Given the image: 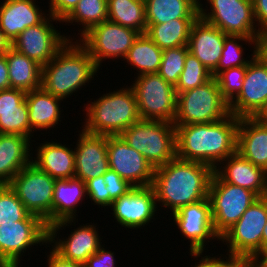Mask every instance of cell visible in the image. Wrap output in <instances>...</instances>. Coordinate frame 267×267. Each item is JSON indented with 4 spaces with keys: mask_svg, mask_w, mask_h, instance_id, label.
<instances>
[{
    "mask_svg": "<svg viewBox=\"0 0 267 267\" xmlns=\"http://www.w3.org/2000/svg\"><path fill=\"white\" fill-rule=\"evenodd\" d=\"M239 121L230 113L217 122L175 126L177 158L215 169L236 152Z\"/></svg>",
    "mask_w": 267,
    "mask_h": 267,
    "instance_id": "obj_1",
    "label": "cell"
},
{
    "mask_svg": "<svg viewBox=\"0 0 267 267\" xmlns=\"http://www.w3.org/2000/svg\"><path fill=\"white\" fill-rule=\"evenodd\" d=\"M214 169L200 163L175 158L154 170L152 188L161 208L171 213L183 206L208 198ZM163 205V206H162Z\"/></svg>",
    "mask_w": 267,
    "mask_h": 267,
    "instance_id": "obj_2",
    "label": "cell"
},
{
    "mask_svg": "<svg viewBox=\"0 0 267 267\" xmlns=\"http://www.w3.org/2000/svg\"><path fill=\"white\" fill-rule=\"evenodd\" d=\"M98 69L91 55L77 40H68L42 67L41 87L66 101L86 83L89 84L94 75L97 76Z\"/></svg>",
    "mask_w": 267,
    "mask_h": 267,
    "instance_id": "obj_3",
    "label": "cell"
},
{
    "mask_svg": "<svg viewBox=\"0 0 267 267\" xmlns=\"http://www.w3.org/2000/svg\"><path fill=\"white\" fill-rule=\"evenodd\" d=\"M89 103L83 107L87 113L82 128L90 134L118 136L141 120L131 86L106 93Z\"/></svg>",
    "mask_w": 267,
    "mask_h": 267,
    "instance_id": "obj_4",
    "label": "cell"
},
{
    "mask_svg": "<svg viewBox=\"0 0 267 267\" xmlns=\"http://www.w3.org/2000/svg\"><path fill=\"white\" fill-rule=\"evenodd\" d=\"M120 136L130 147L140 152L155 169L177 157L173 123L140 120L124 130Z\"/></svg>",
    "mask_w": 267,
    "mask_h": 267,
    "instance_id": "obj_5",
    "label": "cell"
},
{
    "mask_svg": "<svg viewBox=\"0 0 267 267\" xmlns=\"http://www.w3.org/2000/svg\"><path fill=\"white\" fill-rule=\"evenodd\" d=\"M230 114L217 81L212 77L206 83L177 94V112L174 126L212 123Z\"/></svg>",
    "mask_w": 267,
    "mask_h": 267,
    "instance_id": "obj_6",
    "label": "cell"
},
{
    "mask_svg": "<svg viewBox=\"0 0 267 267\" xmlns=\"http://www.w3.org/2000/svg\"><path fill=\"white\" fill-rule=\"evenodd\" d=\"M267 222V196L257 198L241 218L221 236L230 256L234 258H261L262 234Z\"/></svg>",
    "mask_w": 267,
    "mask_h": 267,
    "instance_id": "obj_7",
    "label": "cell"
},
{
    "mask_svg": "<svg viewBox=\"0 0 267 267\" xmlns=\"http://www.w3.org/2000/svg\"><path fill=\"white\" fill-rule=\"evenodd\" d=\"M56 179L32 162L23 167L8 184L25 208L39 216L47 227L53 225V196Z\"/></svg>",
    "mask_w": 267,
    "mask_h": 267,
    "instance_id": "obj_8",
    "label": "cell"
},
{
    "mask_svg": "<svg viewBox=\"0 0 267 267\" xmlns=\"http://www.w3.org/2000/svg\"><path fill=\"white\" fill-rule=\"evenodd\" d=\"M132 84L141 120L173 123L177 112L174 86L158 73L139 75Z\"/></svg>",
    "mask_w": 267,
    "mask_h": 267,
    "instance_id": "obj_9",
    "label": "cell"
},
{
    "mask_svg": "<svg viewBox=\"0 0 267 267\" xmlns=\"http://www.w3.org/2000/svg\"><path fill=\"white\" fill-rule=\"evenodd\" d=\"M208 198L211 203L214 231L220 237L259 197L249 189L224 182L214 172L210 181Z\"/></svg>",
    "mask_w": 267,
    "mask_h": 267,
    "instance_id": "obj_10",
    "label": "cell"
},
{
    "mask_svg": "<svg viewBox=\"0 0 267 267\" xmlns=\"http://www.w3.org/2000/svg\"><path fill=\"white\" fill-rule=\"evenodd\" d=\"M139 35L140 33L133 29L105 20L89 29L77 41L100 68L107 58H123L124 60Z\"/></svg>",
    "mask_w": 267,
    "mask_h": 267,
    "instance_id": "obj_11",
    "label": "cell"
},
{
    "mask_svg": "<svg viewBox=\"0 0 267 267\" xmlns=\"http://www.w3.org/2000/svg\"><path fill=\"white\" fill-rule=\"evenodd\" d=\"M210 9L199 4V18L226 35H241L256 40L258 33L252 0H206ZM207 10L209 12H207Z\"/></svg>",
    "mask_w": 267,
    "mask_h": 267,
    "instance_id": "obj_12",
    "label": "cell"
},
{
    "mask_svg": "<svg viewBox=\"0 0 267 267\" xmlns=\"http://www.w3.org/2000/svg\"><path fill=\"white\" fill-rule=\"evenodd\" d=\"M47 242L48 227L43 220H20L1 224L0 267H18L26 250L34 245L38 246L37 244L47 246Z\"/></svg>",
    "mask_w": 267,
    "mask_h": 267,
    "instance_id": "obj_13",
    "label": "cell"
},
{
    "mask_svg": "<svg viewBox=\"0 0 267 267\" xmlns=\"http://www.w3.org/2000/svg\"><path fill=\"white\" fill-rule=\"evenodd\" d=\"M54 21L62 22L49 15L42 23L26 28L12 41L11 47L42 67L48 64L68 40H73L70 35H61Z\"/></svg>",
    "mask_w": 267,
    "mask_h": 267,
    "instance_id": "obj_14",
    "label": "cell"
},
{
    "mask_svg": "<svg viewBox=\"0 0 267 267\" xmlns=\"http://www.w3.org/2000/svg\"><path fill=\"white\" fill-rule=\"evenodd\" d=\"M109 168L134 187L151 186L155 168L120 135L107 136Z\"/></svg>",
    "mask_w": 267,
    "mask_h": 267,
    "instance_id": "obj_15",
    "label": "cell"
},
{
    "mask_svg": "<svg viewBox=\"0 0 267 267\" xmlns=\"http://www.w3.org/2000/svg\"><path fill=\"white\" fill-rule=\"evenodd\" d=\"M172 216L174 225L176 223L177 228L190 242V251H204L207 241L220 240L214 231L209 198L183 206L172 213Z\"/></svg>",
    "mask_w": 267,
    "mask_h": 267,
    "instance_id": "obj_16",
    "label": "cell"
},
{
    "mask_svg": "<svg viewBox=\"0 0 267 267\" xmlns=\"http://www.w3.org/2000/svg\"><path fill=\"white\" fill-rule=\"evenodd\" d=\"M115 222L124 228L138 229L155 219L157 201L152 186L133 187L111 204ZM154 217V218H153Z\"/></svg>",
    "mask_w": 267,
    "mask_h": 267,
    "instance_id": "obj_17",
    "label": "cell"
},
{
    "mask_svg": "<svg viewBox=\"0 0 267 267\" xmlns=\"http://www.w3.org/2000/svg\"><path fill=\"white\" fill-rule=\"evenodd\" d=\"M250 59L242 90L229 104V112L238 118L253 117L267 100V65L255 56V47Z\"/></svg>",
    "mask_w": 267,
    "mask_h": 267,
    "instance_id": "obj_18",
    "label": "cell"
},
{
    "mask_svg": "<svg viewBox=\"0 0 267 267\" xmlns=\"http://www.w3.org/2000/svg\"><path fill=\"white\" fill-rule=\"evenodd\" d=\"M74 148L75 178L84 183L105 174L109 169L107 135H96L79 131Z\"/></svg>",
    "mask_w": 267,
    "mask_h": 267,
    "instance_id": "obj_19",
    "label": "cell"
},
{
    "mask_svg": "<svg viewBox=\"0 0 267 267\" xmlns=\"http://www.w3.org/2000/svg\"><path fill=\"white\" fill-rule=\"evenodd\" d=\"M84 197L86 198V187L82 180H56L52 202L53 225L48 227V235H57L60 230L65 229L64 227L76 223L77 207Z\"/></svg>",
    "mask_w": 267,
    "mask_h": 267,
    "instance_id": "obj_20",
    "label": "cell"
},
{
    "mask_svg": "<svg viewBox=\"0 0 267 267\" xmlns=\"http://www.w3.org/2000/svg\"><path fill=\"white\" fill-rule=\"evenodd\" d=\"M226 36L219 28L199 17L190 29L189 53L195 56L212 73L213 77L217 75V66Z\"/></svg>",
    "mask_w": 267,
    "mask_h": 267,
    "instance_id": "obj_21",
    "label": "cell"
},
{
    "mask_svg": "<svg viewBox=\"0 0 267 267\" xmlns=\"http://www.w3.org/2000/svg\"><path fill=\"white\" fill-rule=\"evenodd\" d=\"M219 165L221 166L216 167L214 172L224 182L249 189L258 197L267 196V172L242 157L237 151Z\"/></svg>",
    "mask_w": 267,
    "mask_h": 267,
    "instance_id": "obj_22",
    "label": "cell"
},
{
    "mask_svg": "<svg viewBox=\"0 0 267 267\" xmlns=\"http://www.w3.org/2000/svg\"><path fill=\"white\" fill-rule=\"evenodd\" d=\"M88 224L80 225L63 240L59 235L58 238L57 235H48L47 243H54L52 250L63 259L84 264L102 245L97 226Z\"/></svg>",
    "mask_w": 267,
    "mask_h": 267,
    "instance_id": "obj_23",
    "label": "cell"
},
{
    "mask_svg": "<svg viewBox=\"0 0 267 267\" xmlns=\"http://www.w3.org/2000/svg\"><path fill=\"white\" fill-rule=\"evenodd\" d=\"M36 5V0H5L0 5V28L12 41L26 28L42 23L49 14Z\"/></svg>",
    "mask_w": 267,
    "mask_h": 267,
    "instance_id": "obj_24",
    "label": "cell"
},
{
    "mask_svg": "<svg viewBox=\"0 0 267 267\" xmlns=\"http://www.w3.org/2000/svg\"><path fill=\"white\" fill-rule=\"evenodd\" d=\"M25 96V91L14 88L0 91V134L33 137Z\"/></svg>",
    "mask_w": 267,
    "mask_h": 267,
    "instance_id": "obj_25",
    "label": "cell"
},
{
    "mask_svg": "<svg viewBox=\"0 0 267 267\" xmlns=\"http://www.w3.org/2000/svg\"><path fill=\"white\" fill-rule=\"evenodd\" d=\"M236 151L267 172V124L260 123L253 117L240 118Z\"/></svg>",
    "mask_w": 267,
    "mask_h": 267,
    "instance_id": "obj_26",
    "label": "cell"
},
{
    "mask_svg": "<svg viewBox=\"0 0 267 267\" xmlns=\"http://www.w3.org/2000/svg\"><path fill=\"white\" fill-rule=\"evenodd\" d=\"M31 141L34 140L17 134H0V185H8L23 167L32 162Z\"/></svg>",
    "mask_w": 267,
    "mask_h": 267,
    "instance_id": "obj_27",
    "label": "cell"
},
{
    "mask_svg": "<svg viewBox=\"0 0 267 267\" xmlns=\"http://www.w3.org/2000/svg\"><path fill=\"white\" fill-rule=\"evenodd\" d=\"M32 163L56 180L75 178L73 148L57 142L40 143Z\"/></svg>",
    "mask_w": 267,
    "mask_h": 267,
    "instance_id": "obj_28",
    "label": "cell"
},
{
    "mask_svg": "<svg viewBox=\"0 0 267 267\" xmlns=\"http://www.w3.org/2000/svg\"><path fill=\"white\" fill-rule=\"evenodd\" d=\"M25 100L28 106L30 128L33 132L36 130H51L61 122L60 103L64 101L63 99L40 87L26 92Z\"/></svg>",
    "mask_w": 267,
    "mask_h": 267,
    "instance_id": "obj_29",
    "label": "cell"
},
{
    "mask_svg": "<svg viewBox=\"0 0 267 267\" xmlns=\"http://www.w3.org/2000/svg\"><path fill=\"white\" fill-rule=\"evenodd\" d=\"M10 88L32 91L41 87L42 66L12 47L6 52Z\"/></svg>",
    "mask_w": 267,
    "mask_h": 267,
    "instance_id": "obj_30",
    "label": "cell"
},
{
    "mask_svg": "<svg viewBox=\"0 0 267 267\" xmlns=\"http://www.w3.org/2000/svg\"><path fill=\"white\" fill-rule=\"evenodd\" d=\"M200 0H145L147 24H161L173 19L198 18Z\"/></svg>",
    "mask_w": 267,
    "mask_h": 267,
    "instance_id": "obj_31",
    "label": "cell"
},
{
    "mask_svg": "<svg viewBox=\"0 0 267 267\" xmlns=\"http://www.w3.org/2000/svg\"><path fill=\"white\" fill-rule=\"evenodd\" d=\"M196 20L181 18L161 24H147L146 34L162 50L186 46L190 29Z\"/></svg>",
    "mask_w": 267,
    "mask_h": 267,
    "instance_id": "obj_32",
    "label": "cell"
},
{
    "mask_svg": "<svg viewBox=\"0 0 267 267\" xmlns=\"http://www.w3.org/2000/svg\"><path fill=\"white\" fill-rule=\"evenodd\" d=\"M162 56L163 50L145 33L137 37L124 61L126 60L130 66L137 69V77L143 74L158 73Z\"/></svg>",
    "mask_w": 267,
    "mask_h": 267,
    "instance_id": "obj_33",
    "label": "cell"
},
{
    "mask_svg": "<svg viewBox=\"0 0 267 267\" xmlns=\"http://www.w3.org/2000/svg\"><path fill=\"white\" fill-rule=\"evenodd\" d=\"M108 20L133 29L147 31L145 0H107Z\"/></svg>",
    "mask_w": 267,
    "mask_h": 267,
    "instance_id": "obj_34",
    "label": "cell"
},
{
    "mask_svg": "<svg viewBox=\"0 0 267 267\" xmlns=\"http://www.w3.org/2000/svg\"><path fill=\"white\" fill-rule=\"evenodd\" d=\"M108 20L107 0H79L73 11L62 21L78 23L80 37L95 25Z\"/></svg>",
    "mask_w": 267,
    "mask_h": 267,
    "instance_id": "obj_35",
    "label": "cell"
},
{
    "mask_svg": "<svg viewBox=\"0 0 267 267\" xmlns=\"http://www.w3.org/2000/svg\"><path fill=\"white\" fill-rule=\"evenodd\" d=\"M20 220H42L31 214L9 185H0V226Z\"/></svg>",
    "mask_w": 267,
    "mask_h": 267,
    "instance_id": "obj_36",
    "label": "cell"
},
{
    "mask_svg": "<svg viewBox=\"0 0 267 267\" xmlns=\"http://www.w3.org/2000/svg\"><path fill=\"white\" fill-rule=\"evenodd\" d=\"M241 41H244L245 43L247 42L248 45L253 44L254 46L252 47H255V39L247 38L241 35H227L225 37L222 55L217 66V74L229 68L247 66L251 61L250 59H245L243 56V45L239 44Z\"/></svg>",
    "mask_w": 267,
    "mask_h": 267,
    "instance_id": "obj_37",
    "label": "cell"
},
{
    "mask_svg": "<svg viewBox=\"0 0 267 267\" xmlns=\"http://www.w3.org/2000/svg\"><path fill=\"white\" fill-rule=\"evenodd\" d=\"M212 73L191 53L185 59L184 69L175 86L177 94L196 88L212 78Z\"/></svg>",
    "mask_w": 267,
    "mask_h": 267,
    "instance_id": "obj_38",
    "label": "cell"
},
{
    "mask_svg": "<svg viewBox=\"0 0 267 267\" xmlns=\"http://www.w3.org/2000/svg\"><path fill=\"white\" fill-rule=\"evenodd\" d=\"M189 53L188 45L163 50V56L158 74L172 86H176L184 69L185 59Z\"/></svg>",
    "mask_w": 267,
    "mask_h": 267,
    "instance_id": "obj_39",
    "label": "cell"
},
{
    "mask_svg": "<svg viewBox=\"0 0 267 267\" xmlns=\"http://www.w3.org/2000/svg\"><path fill=\"white\" fill-rule=\"evenodd\" d=\"M247 66L233 67L219 72L214 78L224 100L230 104L240 93Z\"/></svg>",
    "mask_w": 267,
    "mask_h": 267,
    "instance_id": "obj_40",
    "label": "cell"
},
{
    "mask_svg": "<svg viewBox=\"0 0 267 267\" xmlns=\"http://www.w3.org/2000/svg\"><path fill=\"white\" fill-rule=\"evenodd\" d=\"M86 195L89 196L91 202L105 208L110 207V194L107 192L104 176L92 178L85 182Z\"/></svg>",
    "mask_w": 267,
    "mask_h": 267,
    "instance_id": "obj_41",
    "label": "cell"
},
{
    "mask_svg": "<svg viewBox=\"0 0 267 267\" xmlns=\"http://www.w3.org/2000/svg\"><path fill=\"white\" fill-rule=\"evenodd\" d=\"M103 176L106 182L107 192L110 194V206L115 199L127 194L134 187L110 168Z\"/></svg>",
    "mask_w": 267,
    "mask_h": 267,
    "instance_id": "obj_42",
    "label": "cell"
},
{
    "mask_svg": "<svg viewBox=\"0 0 267 267\" xmlns=\"http://www.w3.org/2000/svg\"><path fill=\"white\" fill-rule=\"evenodd\" d=\"M104 245L91 255L83 264L84 267H117L114 252L106 250Z\"/></svg>",
    "mask_w": 267,
    "mask_h": 267,
    "instance_id": "obj_43",
    "label": "cell"
},
{
    "mask_svg": "<svg viewBox=\"0 0 267 267\" xmlns=\"http://www.w3.org/2000/svg\"><path fill=\"white\" fill-rule=\"evenodd\" d=\"M79 0H50L49 15L63 21L76 7Z\"/></svg>",
    "mask_w": 267,
    "mask_h": 267,
    "instance_id": "obj_44",
    "label": "cell"
},
{
    "mask_svg": "<svg viewBox=\"0 0 267 267\" xmlns=\"http://www.w3.org/2000/svg\"><path fill=\"white\" fill-rule=\"evenodd\" d=\"M204 251H190L191 256H193L194 258L197 257H201L202 259L199 260V262H197V264L195 263L194 267H232L233 266V260L234 257L228 255L226 257L223 258H219L217 257H210V255H206V256H201L203 254ZM224 258L226 259V261L224 260ZM193 267V266H191Z\"/></svg>",
    "mask_w": 267,
    "mask_h": 267,
    "instance_id": "obj_45",
    "label": "cell"
},
{
    "mask_svg": "<svg viewBox=\"0 0 267 267\" xmlns=\"http://www.w3.org/2000/svg\"><path fill=\"white\" fill-rule=\"evenodd\" d=\"M252 4L258 29H267V0H252Z\"/></svg>",
    "mask_w": 267,
    "mask_h": 267,
    "instance_id": "obj_46",
    "label": "cell"
},
{
    "mask_svg": "<svg viewBox=\"0 0 267 267\" xmlns=\"http://www.w3.org/2000/svg\"><path fill=\"white\" fill-rule=\"evenodd\" d=\"M255 56L267 65V29L261 30L256 37Z\"/></svg>",
    "mask_w": 267,
    "mask_h": 267,
    "instance_id": "obj_47",
    "label": "cell"
},
{
    "mask_svg": "<svg viewBox=\"0 0 267 267\" xmlns=\"http://www.w3.org/2000/svg\"><path fill=\"white\" fill-rule=\"evenodd\" d=\"M50 254L47 255V263L48 267H84L83 264L65 260L60 257L57 253H55L52 249L49 252Z\"/></svg>",
    "mask_w": 267,
    "mask_h": 267,
    "instance_id": "obj_48",
    "label": "cell"
},
{
    "mask_svg": "<svg viewBox=\"0 0 267 267\" xmlns=\"http://www.w3.org/2000/svg\"><path fill=\"white\" fill-rule=\"evenodd\" d=\"M10 88L6 53L0 55V91Z\"/></svg>",
    "mask_w": 267,
    "mask_h": 267,
    "instance_id": "obj_49",
    "label": "cell"
},
{
    "mask_svg": "<svg viewBox=\"0 0 267 267\" xmlns=\"http://www.w3.org/2000/svg\"><path fill=\"white\" fill-rule=\"evenodd\" d=\"M232 267H267L261 258H234Z\"/></svg>",
    "mask_w": 267,
    "mask_h": 267,
    "instance_id": "obj_50",
    "label": "cell"
},
{
    "mask_svg": "<svg viewBox=\"0 0 267 267\" xmlns=\"http://www.w3.org/2000/svg\"><path fill=\"white\" fill-rule=\"evenodd\" d=\"M253 118L260 123L267 124V100Z\"/></svg>",
    "mask_w": 267,
    "mask_h": 267,
    "instance_id": "obj_51",
    "label": "cell"
},
{
    "mask_svg": "<svg viewBox=\"0 0 267 267\" xmlns=\"http://www.w3.org/2000/svg\"><path fill=\"white\" fill-rule=\"evenodd\" d=\"M10 48L11 42L0 28V55L5 54Z\"/></svg>",
    "mask_w": 267,
    "mask_h": 267,
    "instance_id": "obj_52",
    "label": "cell"
},
{
    "mask_svg": "<svg viewBox=\"0 0 267 267\" xmlns=\"http://www.w3.org/2000/svg\"><path fill=\"white\" fill-rule=\"evenodd\" d=\"M267 252V222L263 229L262 234V256Z\"/></svg>",
    "mask_w": 267,
    "mask_h": 267,
    "instance_id": "obj_53",
    "label": "cell"
},
{
    "mask_svg": "<svg viewBox=\"0 0 267 267\" xmlns=\"http://www.w3.org/2000/svg\"><path fill=\"white\" fill-rule=\"evenodd\" d=\"M261 259L266 263L267 265V252L261 257Z\"/></svg>",
    "mask_w": 267,
    "mask_h": 267,
    "instance_id": "obj_54",
    "label": "cell"
}]
</instances>
